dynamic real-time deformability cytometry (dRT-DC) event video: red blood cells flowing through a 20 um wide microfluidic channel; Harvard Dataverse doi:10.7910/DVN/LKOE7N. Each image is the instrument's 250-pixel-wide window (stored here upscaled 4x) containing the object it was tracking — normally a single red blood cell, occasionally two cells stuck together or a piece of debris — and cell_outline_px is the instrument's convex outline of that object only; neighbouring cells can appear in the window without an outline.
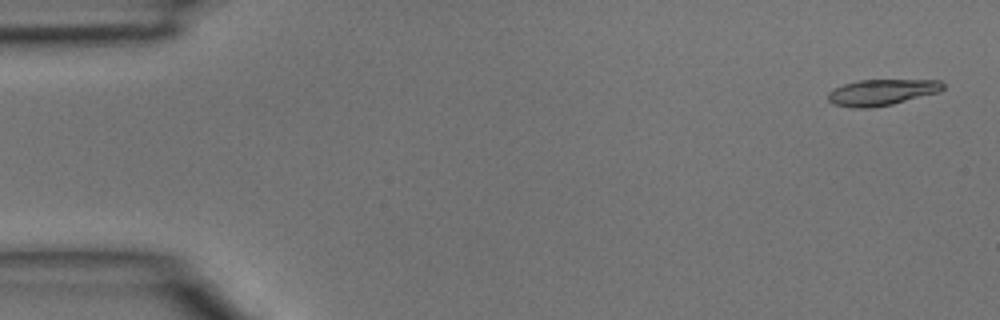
{"species": "common noctule bat (a hibernating species)", "species_latin": "Nyctalus noctula", "temperature_condition": "room temperature", "stored_images_in_passage": 4, "camera_frame_rate_fps": 3000, "um_per_image_px": 0.085, "animal": {"sex": "male", "body_mass_g": 15.6}, "frame": {"image": 1, "passage_image": 1, "time_ms": 0.0, "image_size_px": [1000, 320], "cell_outline_px": [[944, 88], [940, 92], [892, 104], [872, 108], [852, 108], [832, 104], [828, 100], [828, 92], [832, 88], [844, 84], [860, 80], [940, 80], [944, 84]], "centroid_in_image_um": [74.93, 7.85], "position_along_channel_um": 10.1, "area_um2": 17.63}}
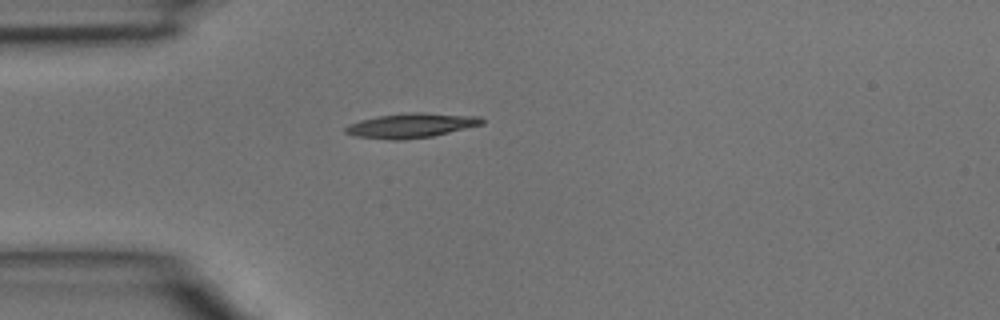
{"frame": {"image": 2, "passage_image": 4, "time_ms": 1.0, "image_size_px": [1000, 320], "cell_outline_px": [[484, 124], [432, 136], [404, 140], [392, 140], [356, 136], [344, 132], [344, 128], [348, 124], [360, 120], [376, 116], [408, 112], [424, 112], [480, 116], [484, 120]], "centroid_in_image_um": [34.95, 10.65], "position_along_channel_um": 50.1, "area_um2": 19.71}}